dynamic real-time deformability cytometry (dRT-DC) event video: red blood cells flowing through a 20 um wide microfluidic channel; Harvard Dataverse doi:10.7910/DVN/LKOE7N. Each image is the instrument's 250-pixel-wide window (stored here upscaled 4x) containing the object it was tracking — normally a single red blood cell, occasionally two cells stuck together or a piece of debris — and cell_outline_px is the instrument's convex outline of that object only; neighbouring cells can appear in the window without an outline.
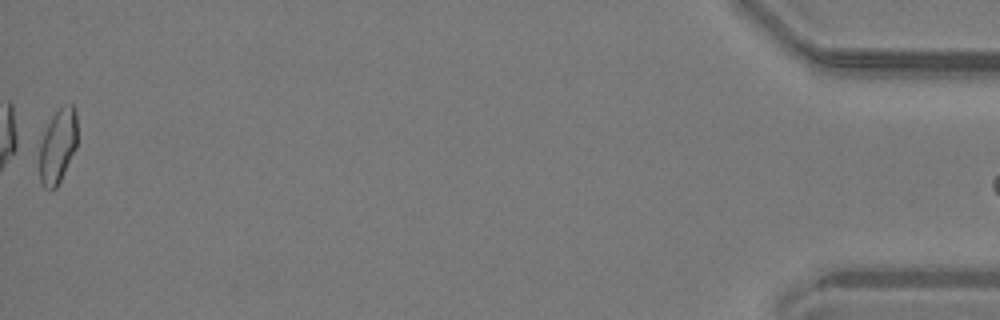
{"species": "common noctule bat (a hibernating species)", "species_latin": "Nyctalus noctula", "temperature_condition": "warm", "stored_images_in_passage": 39, "camera_frame_rate_fps": 3000, "um_per_image_px": 0.085, "animal": {"sex": "male", "body_mass_g": 19.2, "forearm_length_mm": 51.8}, "frame": {"image": 1, "passage_image": 39, "time_ms": 12.667, "image_size_px": [1000, 320], "cell_outline_px": [[76, 148], [56, 188], [44, 188], [40, 180], [40, 144], [44, 132], [52, 116], [60, 108], [72, 104], [76, 108]], "centroid_in_image_um": [4.91, 12.41], "position_along_channel_um": 430.3, "area_um2": 16.01}, "authors_computed_cell_mechanics": {"area_um2": 16.184, "velocity_mm_per_s": 4.1044, "shape_relaxation_time_tau1_ms": null, "shape_relaxation_time_tau2_ms": 2.0744, "deformation_change_tau1": null, "deformation_change_tau2": 0.0912}}